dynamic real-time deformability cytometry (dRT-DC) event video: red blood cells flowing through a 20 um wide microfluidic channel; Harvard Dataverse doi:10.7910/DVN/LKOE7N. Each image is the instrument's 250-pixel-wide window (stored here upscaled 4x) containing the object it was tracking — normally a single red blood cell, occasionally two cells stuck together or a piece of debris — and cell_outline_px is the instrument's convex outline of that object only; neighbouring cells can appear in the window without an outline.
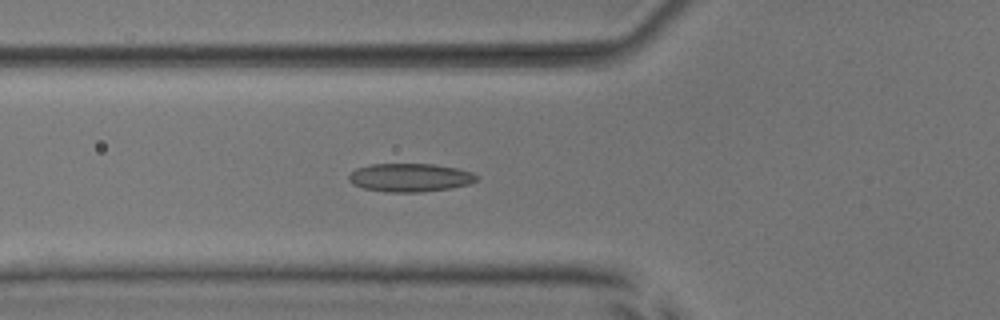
{"species": "common noctule bat (a hibernating species)", "species_latin": "Nyctalus noctula", "temperature_condition": "room temperature", "stored_images_in_passage": 50, "camera_frame_rate_fps": 3000, "um_per_image_px": 0.085, "animal": {"sex": "male", "body_mass_g": 17.9, "forearm_length_mm": 54.2}, "frame": {"image": 1, "passage_image": 19, "time_ms": 6.0, "image_size_px": [1000, 320], "cell_outline_px": [[480, 180], [468, 184], [452, 188], [420, 192], [384, 192], [364, 188], [352, 184], [348, 180], [348, 176], [356, 168], [372, 164], [432, 164], [456, 168], [472, 172], [480, 176]], "centroid_in_image_um": [34.87, 15.1], "position_along_channel_um": 90.9, "area_um2": 21.27}}
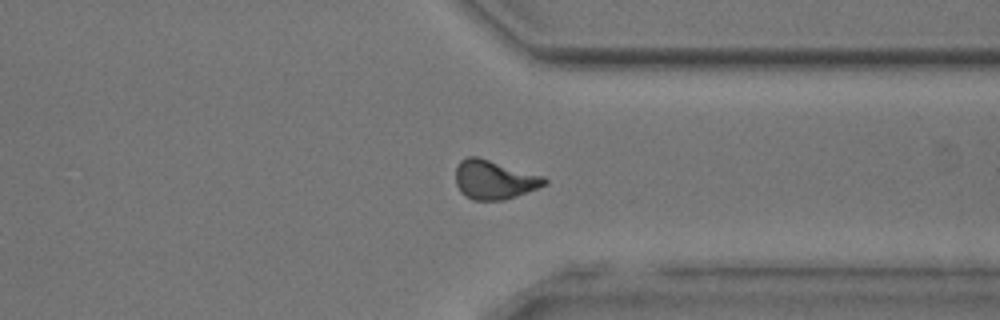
{"frame": {"image": 2, "passage_image": 40, "time_ms": 13.0, "image_size_px": [1000, 320], "cell_outline_px": [[548, 184], [516, 196], [504, 200], [472, 200], [464, 196], [460, 192], [456, 184], [456, 168], [460, 160], [468, 156], [476, 156], [544, 176], [548, 180]], "centroid_in_image_um": [42.0, 15.28], "position_along_channel_um": 369.4, "area_um2": 20.23}}
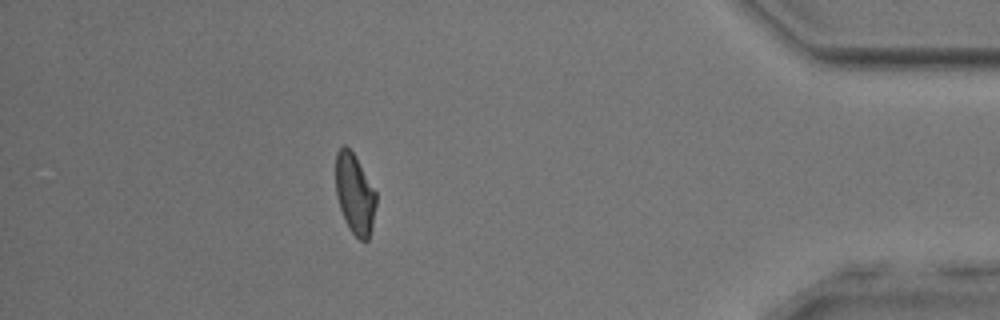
{"frame": {"image": 3, "passage_image": 46, "time_ms": 15.0, "image_size_px": [1000, 320], "cell_outline_px": [[376, 204], [372, 228], [368, 240], [360, 240], [348, 228], [344, 220], [336, 196], [336, 152], [344, 144], [352, 152], [376, 192]], "centroid_in_image_um": [30.15, 16.52], "position_along_channel_um": 405.1, "area_um2": 18.73}, "authors_computed_cell_mechanics": {"area_um2": 20.23, "velocity_mm_per_s": 3.984, "shape_relaxation_time_tau1_ms": 4.5029, "shape_relaxation_time_tau2_ms": 2.1177, "deformation_change_tau1": 0.1211, "deformation_change_tau2": 0.0919}}